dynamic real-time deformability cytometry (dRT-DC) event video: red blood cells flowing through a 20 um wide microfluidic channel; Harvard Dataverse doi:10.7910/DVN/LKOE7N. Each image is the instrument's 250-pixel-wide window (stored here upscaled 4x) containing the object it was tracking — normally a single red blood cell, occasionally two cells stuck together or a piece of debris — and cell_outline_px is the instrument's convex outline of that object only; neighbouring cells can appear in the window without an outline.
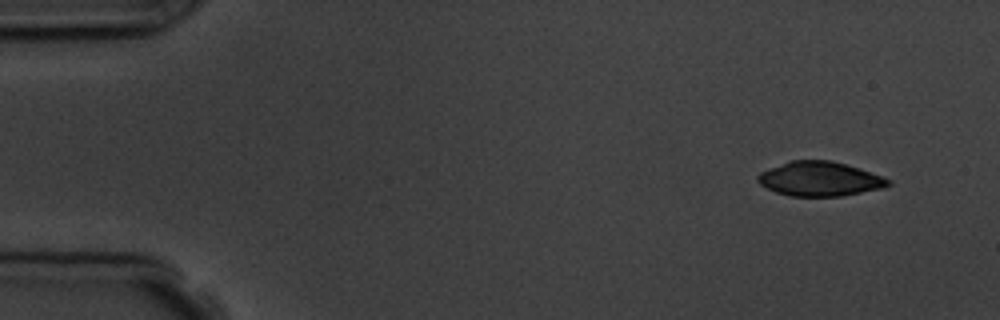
{"species": "common noctule bat (a hibernating species)", "species_latin": "Nyctalus noctula", "temperature_condition": "room temperature", "stored_images_in_passage": 4, "camera_frame_rate_fps": 3000, "um_per_image_px": 0.085, "animal": {"sex": "male", "body_mass_g": 19.5, "forearm_length_mm": 54.6}, "frame": {"image": 1, "passage_image": 1, "time_ms": 0.0, "image_size_px": [1000, 320], "cell_outline_px": [[892, 184], [884, 188], [840, 196], [788, 196], [776, 192], [760, 184], [756, 180], [756, 176], [760, 172], [768, 168], [792, 160], [832, 160], [892, 180]], "centroid_in_image_um": [69.65, 15.21], "position_along_channel_um": 15.4, "area_um2": 26.01}}
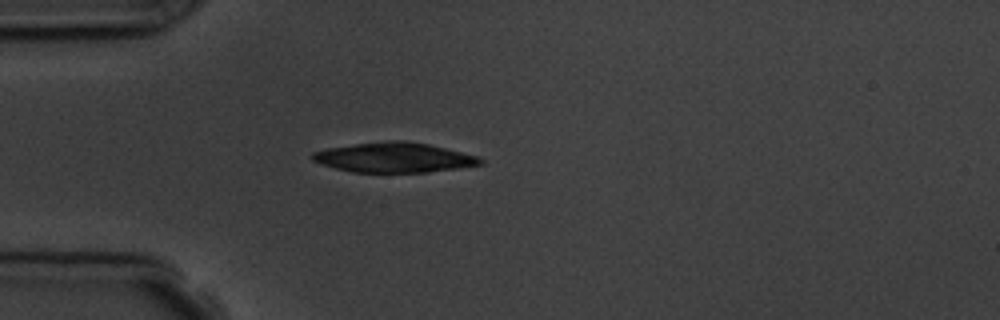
{"frame": {"image": 2, "passage_image": 4, "time_ms": 3.667, "image_size_px": [1000, 320], "cell_outline_px": [[484, 164], [428, 172], [352, 172], [320, 164], [312, 160], [312, 152], [328, 148], [356, 144], [388, 140], [404, 140], [428, 144], [480, 156], [484, 160]], "centroid_in_image_um": [33.52, 13.38], "position_along_channel_um": 51.5, "area_um2": 29.19}}